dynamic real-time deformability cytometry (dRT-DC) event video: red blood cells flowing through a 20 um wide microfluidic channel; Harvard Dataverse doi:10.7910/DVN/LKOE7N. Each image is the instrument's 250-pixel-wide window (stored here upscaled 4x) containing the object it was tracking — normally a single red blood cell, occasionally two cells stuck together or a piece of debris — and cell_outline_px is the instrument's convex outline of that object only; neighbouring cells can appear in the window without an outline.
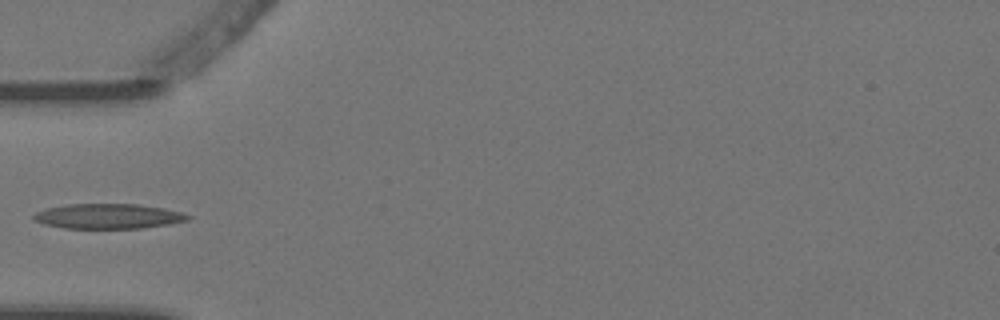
{"species": "Egyptian fruit bat (a non-hibernating species)", "species_latin": "Rousettus aegyptiacus", "temperature_condition": "warm", "stored_images_in_passage": 5, "camera_frame_rate_fps": 3000, "um_per_image_px": 0.085, "animal": {"sex": "female"}, "frame": {"image": 1, "passage_image": 5, "time_ms": 1.333, "image_size_px": [1000, 320], "cell_outline_px": [[192, 216], [188, 220], [168, 224], [140, 228], [64, 228], [44, 224], [32, 220], [32, 216], [36, 212], [48, 208], [68, 204], [136, 204], [164, 208], [180, 212]], "centroid_in_image_um": [9.17, 18.38], "position_along_channel_um": 75.8, "area_um2": 22.31}}